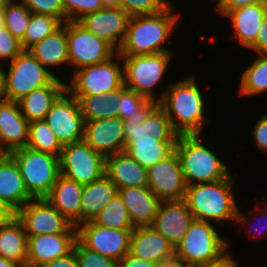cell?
<instances>
[{
  "label": "cell",
  "instance_id": "obj_1",
  "mask_svg": "<svg viewBox=\"0 0 267 267\" xmlns=\"http://www.w3.org/2000/svg\"><path fill=\"white\" fill-rule=\"evenodd\" d=\"M165 91L157 101L165 110L173 129L179 135H202V129L209 121L204 116L205 100L195 77L174 82Z\"/></svg>",
  "mask_w": 267,
  "mask_h": 267
},
{
  "label": "cell",
  "instance_id": "obj_2",
  "mask_svg": "<svg viewBox=\"0 0 267 267\" xmlns=\"http://www.w3.org/2000/svg\"><path fill=\"white\" fill-rule=\"evenodd\" d=\"M231 174L223 180L187 185L184 200L195 220L210 222L234 220L241 224L249 220L241 213L233 195Z\"/></svg>",
  "mask_w": 267,
  "mask_h": 267
},
{
  "label": "cell",
  "instance_id": "obj_3",
  "mask_svg": "<svg viewBox=\"0 0 267 267\" xmlns=\"http://www.w3.org/2000/svg\"><path fill=\"white\" fill-rule=\"evenodd\" d=\"M173 10L169 4L156 14L129 17L126 36L118 50L120 56L172 52L162 44L168 41L178 24L180 15L172 13Z\"/></svg>",
  "mask_w": 267,
  "mask_h": 267
},
{
  "label": "cell",
  "instance_id": "obj_4",
  "mask_svg": "<svg viewBox=\"0 0 267 267\" xmlns=\"http://www.w3.org/2000/svg\"><path fill=\"white\" fill-rule=\"evenodd\" d=\"M200 136L179 135L174 147L186 185L217 182L231 174L227 164L200 142Z\"/></svg>",
  "mask_w": 267,
  "mask_h": 267
},
{
  "label": "cell",
  "instance_id": "obj_5",
  "mask_svg": "<svg viewBox=\"0 0 267 267\" xmlns=\"http://www.w3.org/2000/svg\"><path fill=\"white\" fill-rule=\"evenodd\" d=\"M210 222L195 220L181 242L175 247V257L183 263L213 264L227 256L230 243L221 237Z\"/></svg>",
  "mask_w": 267,
  "mask_h": 267
},
{
  "label": "cell",
  "instance_id": "obj_6",
  "mask_svg": "<svg viewBox=\"0 0 267 267\" xmlns=\"http://www.w3.org/2000/svg\"><path fill=\"white\" fill-rule=\"evenodd\" d=\"M28 193L34 199L45 198L60 175L59 157L29 147L12 151Z\"/></svg>",
  "mask_w": 267,
  "mask_h": 267
},
{
  "label": "cell",
  "instance_id": "obj_7",
  "mask_svg": "<svg viewBox=\"0 0 267 267\" xmlns=\"http://www.w3.org/2000/svg\"><path fill=\"white\" fill-rule=\"evenodd\" d=\"M172 54V52H161L121 56L124 86L140 93L148 100H157L155 93H153L154 88L167 71Z\"/></svg>",
  "mask_w": 267,
  "mask_h": 267
},
{
  "label": "cell",
  "instance_id": "obj_8",
  "mask_svg": "<svg viewBox=\"0 0 267 267\" xmlns=\"http://www.w3.org/2000/svg\"><path fill=\"white\" fill-rule=\"evenodd\" d=\"M5 71V100L17 102L30 92L49 85L56 77L47 70L28 50H23Z\"/></svg>",
  "mask_w": 267,
  "mask_h": 267
},
{
  "label": "cell",
  "instance_id": "obj_9",
  "mask_svg": "<svg viewBox=\"0 0 267 267\" xmlns=\"http://www.w3.org/2000/svg\"><path fill=\"white\" fill-rule=\"evenodd\" d=\"M116 56L120 58L121 64L115 60ZM74 71L70 85L66 84V90L71 95H100L124 85L123 63L118 52L104 62Z\"/></svg>",
  "mask_w": 267,
  "mask_h": 267
},
{
  "label": "cell",
  "instance_id": "obj_10",
  "mask_svg": "<svg viewBox=\"0 0 267 267\" xmlns=\"http://www.w3.org/2000/svg\"><path fill=\"white\" fill-rule=\"evenodd\" d=\"M178 136L157 100H149L124 120L125 141H177Z\"/></svg>",
  "mask_w": 267,
  "mask_h": 267
},
{
  "label": "cell",
  "instance_id": "obj_11",
  "mask_svg": "<svg viewBox=\"0 0 267 267\" xmlns=\"http://www.w3.org/2000/svg\"><path fill=\"white\" fill-rule=\"evenodd\" d=\"M59 165L61 175L86 185L105 174L106 158L80 140L63 146Z\"/></svg>",
  "mask_w": 267,
  "mask_h": 267
},
{
  "label": "cell",
  "instance_id": "obj_12",
  "mask_svg": "<svg viewBox=\"0 0 267 267\" xmlns=\"http://www.w3.org/2000/svg\"><path fill=\"white\" fill-rule=\"evenodd\" d=\"M67 43L69 65L74 66L75 70L104 62L117 52L108 42L86 30L77 21H67Z\"/></svg>",
  "mask_w": 267,
  "mask_h": 267
},
{
  "label": "cell",
  "instance_id": "obj_13",
  "mask_svg": "<svg viewBox=\"0 0 267 267\" xmlns=\"http://www.w3.org/2000/svg\"><path fill=\"white\" fill-rule=\"evenodd\" d=\"M62 146L84 139V119L78 100L65 90L44 119Z\"/></svg>",
  "mask_w": 267,
  "mask_h": 267
},
{
  "label": "cell",
  "instance_id": "obj_14",
  "mask_svg": "<svg viewBox=\"0 0 267 267\" xmlns=\"http://www.w3.org/2000/svg\"><path fill=\"white\" fill-rule=\"evenodd\" d=\"M28 237L41 234L77 233L70 223L45 198L33 199L17 211Z\"/></svg>",
  "mask_w": 267,
  "mask_h": 267
},
{
  "label": "cell",
  "instance_id": "obj_15",
  "mask_svg": "<svg viewBox=\"0 0 267 267\" xmlns=\"http://www.w3.org/2000/svg\"><path fill=\"white\" fill-rule=\"evenodd\" d=\"M77 239L87 248L116 261L128 252L132 230H119L102 227L92 221L81 223L76 227Z\"/></svg>",
  "mask_w": 267,
  "mask_h": 267
},
{
  "label": "cell",
  "instance_id": "obj_16",
  "mask_svg": "<svg viewBox=\"0 0 267 267\" xmlns=\"http://www.w3.org/2000/svg\"><path fill=\"white\" fill-rule=\"evenodd\" d=\"M147 175L148 188L160 201L184 199L187 185L175 151L148 168Z\"/></svg>",
  "mask_w": 267,
  "mask_h": 267
},
{
  "label": "cell",
  "instance_id": "obj_17",
  "mask_svg": "<svg viewBox=\"0 0 267 267\" xmlns=\"http://www.w3.org/2000/svg\"><path fill=\"white\" fill-rule=\"evenodd\" d=\"M129 17L121 7L102 8L84 15L77 22L89 32L104 39L118 52L126 36Z\"/></svg>",
  "mask_w": 267,
  "mask_h": 267
},
{
  "label": "cell",
  "instance_id": "obj_18",
  "mask_svg": "<svg viewBox=\"0 0 267 267\" xmlns=\"http://www.w3.org/2000/svg\"><path fill=\"white\" fill-rule=\"evenodd\" d=\"M94 151L105 158L125 148L124 120L120 117L84 123V139Z\"/></svg>",
  "mask_w": 267,
  "mask_h": 267
},
{
  "label": "cell",
  "instance_id": "obj_19",
  "mask_svg": "<svg viewBox=\"0 0 267 267\" xmlns=\"http://www.w3.org/2000/svg\"><path fill=\"white\" fill-rule=\"evenodd\" d=\"M194 216L186 201H161L152 227L160 232L175 248L189 230Z\"/></svg>",
  "mask_w": 267,
  "mask_h": 267
},
{
  "label": "cell",
  "instance_id": "obj_20",
  "mask_svg": "<svg viewBox=\"0 0 267 267\" xmlns=\"http://www.w3.org/2000/svg\"><path fill=\"white\" fill-rule=\"evenodd\" d=\"M77 233L41 234L28 237L27 262L44 266L50 261L66 256L74 247Z\"/></svg>",
  "mask_w": 267,
  "mask_h": 267
},
{
  "label": "cell",
  "instance_id": "obj_21",
  "mask_svg": "<svg viewBox=\"0 0 267 267\" xmlns=\"http://www.w3.org/2000/svg\"><path fill=\"white\" fill-rule=\"evenodd\" d=\"M28 126L17 102L0 100V147L6 154L27 146Z\"/></svg>",
  "mask_w": 267,
  "mask_h": 267
},
{
  "label": "cell",
  "instance_id": "obj_22",
  "mask_svg": "<svg viewBox=\"0 0 267 267\" xmlns=\"http://www.w3.org/2000/svg\"><path fill=\"white\" fill-rule=\"evenodd\" d=\"M129 253L157 264L173 258L175 248L152 226L136 227L131 232Z\"/></svg>",
  "mask_w": 267,
  "mask_h": 267
},
{
  "label": "cell",
  "instance_id": "obj_23",
  "mask_svg": "<svg viewBox=\"0 0 267 267\" xmlns=\"http://www.w3.org/2000/svg\"><path fill=\"white\" fill-rule=\"evenodd\" d=\"M118 194L128 210L134 228L152 226L161 201L148 186L118 189Z\"/></svg>",
  "mask_w": 267,
  "mask_h": 267
},
{
  "label": "cell",
  "instance_id": "obj_24",
  "mask_svg": "<svg viewBox=\"0 0 267 267\" xmlns=\"http://www.w3.org/2000/svg\"><path fill=\"white\" fill-rule=\"evenodd\" d=\"M83 185L59 175L45 199L75 227L80 225Z\"/></svg>",
  "mask_w": 267,
  "mask_h": 267
},
{
  "label": "cell",
  "instance_id": "obj_25",
  "mask_svg": "<svg viewBox=\"0 0 267 267\" xmlns=\"http://www.w3.org/2000/svg\"><path fill=\"white\" fill-rule=\"evenodd\" d=\"M105 174L117 189L148 186L147 169L124 151L106 157Z\"/></svg>",
  "mask_w": 267,
  "mask_h": 267
},
{
  "label": "cell",
  "instance_id": "obj_26",
  "mask_svg": "<svg viewBox=\"0 0 267 267\" xmlns=\"http://www.w3.org/2000/svg\"><path fill=\"white\" fill-rule=\"evenodd\" d=\"M267 16V3H254L236 8L225 17L230 18L234 28L232 38L249 48L255 41L259 27Z\"/></svg>",
  "mask_w": 267,
  "mask_h": 267
},
{
  "label": "cell",
  "instance_id": "obj_27",
  "mask_svg": "<svg viewBox=\"0 0 267 267\" xmlns=\"http://www.w3.org/2000/svg\"><path fill=\"white\" fill-rule=\"evenodd\" d=\"M65 90L66 82L58 77L49 85L35 89L17 101L22 115L29 123L44 120L53 103Z\"/></svg>",
  "mask_w": 267,
  "mask_h": 267
},
{
  "label": "cell",
  "instance_id": "obj_28",
  "mask_svg": "<svg viewBox=\"0 0 267 267\" xmlns=\"http://www.w3.org/2000/svg\"><path fill=\"white\" fill-rule=\"evenodd\" d=\"M0 198L16 211L34 199L25 187L18 165L9 154L0 160Z\"/></svg>",
  "mask_w": 267,
  "mask_h": 267
},
{
  "label": "cell",
  "instance_id": "obj_29",
  "mask_svg": "<svg viewBox=\"0 0 267 267\" xmlns=\"http://www.w3.org/2000/svg\"><path fill=\"white\" fill-rule=\"evenodd\" d=\"M28 51L46 68L69 64L67 22Z\"/></svg>",
  "mask_w": 267,
  "mask_h": 267
},
{
  "label": "cell",
  "instance_id": "obj_30",
  "mask_svg": "<svg viewBox=\"0 0 267 267\" xmlns=\"http://www.w3.org/2000/svg\"><path fill=\"white\" fill-rule=\"evenodd\" d=\"M117 193L116 185L106 174L90 184L83 185L80 224L92 221Z\"/></svg>",
  "mask_w": 267,
  "mask_h": 267
},
{
  "label": "cell",
  "instance_id": "obj_31",
  "mask_svg": "<svg viewBox=\"0 0 267 267\" xmlns=\"http://www.w3.org/2000/svg\"><path fill=\"white\" fill-rule=\"evenodd\" d=\"M28 236L21 220L15 216L11 221L0 224V256L19 265L27 262Z\"/></svg>",
  "mask_w": 267,
  "mask_h": 267
},
{
  "label": "cell",
  "instance_id": "obj_32",
  "mask_svg": "<svg viewBox=\"0 0 267 267\" xmlns=\"http://www.w3.org/2000/svg\"><path fill=\"white\" fill-rule=\"evenodd\" d=\"M127 88L123 85L121 88L103 93L100 95H72L80 106L84 122H91L100 119L118 117L116 110V102L121 97V94Z\"/></svg>",
  "mask_w": 267,
  "mask_h": 267
},
{
  "label": "cell",
  "instance_id": "obj_33",
  "mask_svg": "<svg viewBox=\"0 0 267 267\" xmlns=\"http://www.w3.org/2000/svg\"><path fill=\"white\" fill-rule=\"evenodd\" d=\"M177 141H125L124 152L148 169L164 160L173 151Z\"/></svg>",
  "mask_w": 267,
  "mask_h": 267
},
{
  "label": "cell",
  "instance_id": "obj_34",
  "mask_svg": "<svg viewBox=\"0 0 267 267\" xmlns=\"http://www.w3.org/2000/svg\"><path fill=\"white\" fill-rule=\"evenodd\" d=\"M239 95L255 96L267 91V55L258 54L253 63L242 72Z\"/></svg>",
  "mask_w": 267,
  "mask_h": 267
},
{
  "label": "cell",
  "instance_id": "obj_35",
  "mask_svg": "<svg viewBox=\"0 0 267 267\" xmlns=\"http://www.w3.org/2000/svg\"><path fill=\"white\" fill-rule=\"evenodd\" d=\"M92 222L98 226L119 230L134 228L128 210L118 193L100 210Z\"/></svg>",
  "mask_w": 267,
  "mask_h": 267
},
{
  "label": "cell",
  "instance_id": "obj_36",
  "mask_svg": "<svg viewBox=\"0 0 267 267\" xmlns=\"http://www.w3.org/2000/svg\"><path fill=\"white\" fill-rule=\"evenodd\" d=\"M27 147L60 157L63 146L45 120L32 121L28 126Z\"/></svg>",
  "mask_w": 267,
  "mask_h": 267
},
{
  "label": "cell",
  "instance_id": "obj_37",
  "mask_svg": "<svg viewBox=\"0 0 267 267\" xmlns=\"http://www.w3.org/2000/svg\"><path fill=\"white\" fill-rule=\"evenodd\" d=\"M63 23L50 15L31 14L24 38L20 41L22 49L28 50L57 30Z\"/></svg>",
  "mask_w": 267,
  "mask_h": 267
},
{
  "label": "cell",
  "instance_id": "obj_38",
  "mask_svg": "<svg viewBox=\"0 0 267 267\" xmlns=\"http://www.w3.org/2000/svg\"><path fill=\"white\" fill-rule=\"evenodd\" d=\"M29 9L18 0H8L3 8V17L6 29L19 41L24 38L31 19Z\"/></svg>",
  "mask_w": 267,
  "mask_h": 267
},
{
  "label": "cell",
  "instance_id": "obj_39",
  "mask_svg": "<svg viewBox=\"0 0 267 267\" xmlns=\"http://www.w3.org/2000/svg\"><path fill=\"white\" fill-rule=\"evenodd\" d=\"M73 249L79 267H118V261L85 247L78 239Z\"/></svg>",
  "mask_w": 267,
  "mask_h": 267
},
{
  "label": "cell",
  "instance_id": "obj_40",
  "mask_svg": "<svg viewBox=\"0 0 267 267\" xmlns=\"http://www.w3.org/2000/svg\"><path fill=\"white\" fill-rule=\"evenodd\" d=\"M170 3L168 0H120V7L131 17L159 13Z\"/></svg>",
  "mask_w": 267,
  "mask_h": 267
},
{
  "label": "cell",
  "instance_id": "obj_41",
  "mask_svg": "<svg viewBox=\"0 0 267 267\" xmlns=\"http://www.w3.org/2000/svg\"><path fill=\"white\" fill-rule=\"evenodd\" d=\"M148 101L145 96L127 88L116 102L115 108L119 110L118 117L122 120H127L132 116L134 117L135 113Z\"/></svg>",
  "mask_w": 267,
  "mask_h": 267
},
{
  "label": "cell",
  "instance_id": "obj_42",
  "mask_svg": "<svg viewBox=\"0 0 267 267\" xmlns=\"http://www.w3.org/2000/svg\"><path fill=\"white\" fill-rule=\"evenodd\" d=\"M65 22L78 21L84 15L104 8L101 0H62Z\"/></svg>",
  "mask_w": 267,
  "mask_h": 267
},
{
  "label": "cell",
  "instance_id": "obj_43",
  "mask_svg": "<svg viewBox=\"0 0 267 267\" xmlns=\"http://www.w3.org/2000/svg\"><path fill=\"white\" fill-rule=\"evenodd\" d=\"M32 14L50 15L65 23L62 0H20Z\"/></svg>",
  "mask_w": 267,
  "mask_h": 267
},
{
  "label": "cell",
  "instance_id": "obj_44",
  "mask_svg": "<svg viewBox=\"0 0 267 267\" xmlns=\"http://www.w3.org/2000/svg\"><path fill=\"white\" fill-rule=\"evenodd\" d=\"M22 51L23 49L20 41L16 39L6 27L0 29V60L8 59L11 62Z\"/></svg>",
  "mask_w": 267,
  "mask_h": 267
},
{
  "label": "cell",
  "instance_id": "obj_45",
  "mask_svg": "<svg viewBox=\"0 0 267 267\" xmlns=\"http://www.w3.org/2000/svg\"><path fill=\"white\" fill-rule=\"evenodd\" d=\"M253 138L260 151L267 152V114L262 115L254 125Z\"/></svg>",
  "mask_w": 267,
  "mask_h": 267
},
{
  "label": "cell",
  "instance_id": "obj_46",
  "mask_svg": "<svg viewBox=\"0 0 267 267\" xmlns=\"http://www.w3.org/2000/svg\"><path fill=\"white\" fill-rule=\"evenodd\" d=\"M254 3H267V0H218L215 7L220 14L226 16L230 11Z\"/></svg>",
  "mask_w": 267,
  "mask_h": 267
},
{
  "label": "cell",
  "instance_id": "obj_47",
  "mask_svg": "<svg viewBox=\"0 0 267 267\" xmlns=\"http://www.w3.org/2000/svg\"><path fill=\"white\" fill-rule=\"evenodd\" d=\"M258 55H267V16L261 23L256 41L248 48Z\"/></svg>",
  "mask_w": 267,
  "mask_h": 267
},
{
  "label": "cell",
  "instance_id": "obj_48",
  "mask_svg": "<svg viewBox=\"0 0 267 267\" xmlns=\"http://www.w3.org/2000/svg\"><path fill=\"white\" fill-rule=\"evenodd\" d=\"M118 267H156V263L140 259L128 252L118 261Z\"/></svg>",
  "mask_w": 267,
  "mask_h": 267
},
{
  "label": "cell",
  "instance_id": "obj_49",
  "mask_svg": "<svg viewBox=\"0 0 267 267\" xmlns=\"http://www.w3.org/2000/svg\"><path fill=\"white\" fill-rule=\"evenodd\" d=\"M42 267H79L74 249L66 256L56 258Z\"/></svg>",
  "mask_w": 267,
  "mask_h": 267
},
{
  "label": "cell",
  "instance_id": "obj_50",
  "mask_svg": "<svg viewBox=\"0 0 267 267\" xmlns=\"http://www.w3.org/2000/svg\"><path fill=\"white\" fill-rule=\"evenodd\" d=\"M258 206H259V207H258V208H259V209H258L259 211L257 210L256 214H254V217H253L252 219L257 218V219H256L257 222H258L257 226H258V227H261V226L263 227V223L265 224V222H266V224H267V221H265V219L267 218V211H265L264 209L261 208V204L258 205ZM259 212H260V213H259ZM257 215H260L259 217H262V218H260L262 222L258 219V216H257ZM256 220H255V221H256ZM258 220H259V221H258ZM263 220H264L265 222H264ZM257 222H256V223H257ZM259 222H260V223H259ZM253 224H255V223H253ZM253 224L248 222V224H247L248 226L245 227V228L252 229V227H253L252 225H253ZM255 225H256V224H255ZM255 225H254V228H256ZM258 227H257L256 229H258ZM264 227H265V228H264V231L259 232V229H258V232H259V233L256 232V231L254 230V232H253V233L251 232L252 234H250V231H252V230H249V229H246V230L249 231V232H248L249 235H252V236H254V235L257 236V235H258L259 238H262L265 234H267V226H264ZM263 234H264V235H263ZM266 239H267V236H266Z\"/></svg>",
  "mask_w": 267,
  "mask_h": 267
},
{
  "label": "cell",
  "instance_id": "obj_51",
  "mask_svg": "<svg viewBox=\"0 0 267 267\" xmlns=\"http://www.w3.org/2000/svg\"><path fill=\"white\" fill-rule=\"evenodd\" d=\"M17 215V211L0 198V224L11 221Z\"/></svg>",
  "mask_w": 267,
  "mask_h": 267
},
{
  "label": "cell",
  "instance_id": "obj_52",
  "mask_svg": "<svg viewBox=\"0 0 267 267\" xmlns=\"http://www.w3.org/2000/svg\"><path fill=\"white\" fill-rule=\"evenodd\" d=\"M231 257L232 256L228 254L221 261L213 263V264L202 265V267H237L239 266L235 258L233 259Z\"/></svg>",
  "mask_w": 267,
  "mask_h": 267
},
{
  "label": "cell",
  "instance_id": "obj_53",
  "mask_svg": "<svg viewBox=\"0 0 267 267\" xmlns=\"http://www.w3.org/2000/svg\"><path fill=\"white\" fill-rule=\"evenodd\" d=\"M156 267H181V260L174 256L173 258L157 263Z\"/></svg>",
  "mask_w": 267,
  "mask_h": 267
},
{
  "label": "cell",
  "instance_id": "obj_54",
  "mask_svg": "<svg viewBox=\"0 0 267 267\" xmlns=\"http://www.w3.org/2000/svg\"><path fill=\"white\" fill-rule=\"evenodd\" d=\"M5 99V70L3 64H0V100Z\"/></svg>",
  "mask_w": 267,
  "mask_h": 267
},
{
  "label": "cell",
  "instance_id": "obj_55",
  "mask_svg": "<svg viewBox=\"0 0 267 267\" xmlns=\"http://www.w3.org/2000/svg\"><path fill=\"white\" fill-rule=\"evenodd\" d=\"M104 8H119L120 0H101Z\"/></svg>",
  "mask_w": 267,
  "mask_h": 267
},
{
  "label": "cell",
  "instance_id": "obj_56",
  "mask_svg": "<svg viewBox=\"0 0 267 267\" xmlns=\"http://www.w3.org/2000/svg\"><path fill=\"white\" fill-rule=\"evenodd\" d=\"M0 267H19V264L0 256Z\"/></svg>",
  "mask_w": 267,
  "mask_h": 267
},
{
  "label": "cell",
  "instance_id": "obj_57",
  "mask_svg": "<svg viewBox=\"0 0 267 267\" xmlns=\"http://www.w3.org/2000/svg\"><path fill=\"white\" fill-rule=\"evenodd\" d=\"M181 267H202V264L183 263L181 261Z\"/></svg>",
  "mask_w": 267,
  "mask_h": 267
},
{
  "label": "cell",
  "instance_id": "obj_58",
  "mask_svg": "<svg viewBox=\"0 0 267 267\" xmlns=\"http://www.w3.org/2000/svg\"><path fill=\"white\" fill-rule=\"evenodd\" d=\"M8 0H0V14L3 13V8H4V5L5 3L7 2Z\"/></svg>",
  "mask_w": 267,
  "mask_h": 267
},
{
  "label": "cell",
  "instance_id": "obj_59",
  "mask_svg": "<svg viewBox=\"0 0 267 267\" xmlns=\"http://www.w3.org/2000/svg\"><path fill=\"white\" fill-rule=\"evenodd\" d=\"M5 27L4 17L2 14H0V29Z\"/></svg>",
  "mask_w": 267,
  "mask_h": 267
},
{
  "label": "cell",
  "instance_id": "obj_60",
  "mask_svg": "<svg viewBox=\"0 0 267 267\" xmlns=\"http://www.w3.org/2000/svg\"><path fill=\"white\" fill-rule=\"evenodd\" d=\"M19 267H40V266H34V265H31V264L25 263V264L19 265Z\"/></svg>",
  "mask_w": 267,
  "mask_h": 267
},
{
  "label": "cell",
  "instance_id": "obj_61",
  "mask_svg": "<svg viewBox=\"0 0 267 267\" xmlns=\"http://www.w3.org/2000/svg\"><path fill=\"white\" fill-rule=\"evenodd\" d=\"M6 153L2 150V148L0 147V160L2 159V157L5 155Z\"/></svg>",
  "mask_w": 267,
  "mask_h": 267
}]
</instances>
